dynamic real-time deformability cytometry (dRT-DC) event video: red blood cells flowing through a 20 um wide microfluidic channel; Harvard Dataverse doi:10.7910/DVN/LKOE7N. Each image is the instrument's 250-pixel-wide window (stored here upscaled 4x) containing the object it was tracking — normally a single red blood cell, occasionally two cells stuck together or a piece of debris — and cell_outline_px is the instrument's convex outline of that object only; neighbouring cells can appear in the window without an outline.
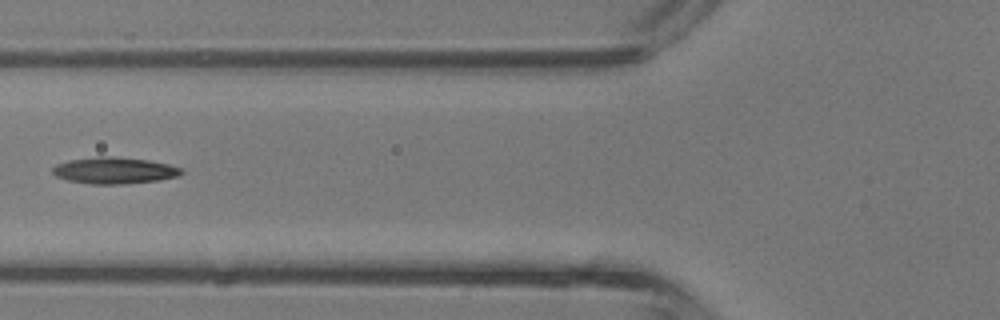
{"species": "common noctule bat (a hibernating species)", "species_latin": "Nyctalus noctula", "temperature_condition": "room temperature", "stored_images_in_passage": 5, "camera_frame_rate_fps": 3000, "um_per_image_px": 0.085, "animal": {"sex": "male", "body_mass_g": 13.3}, "frame": {"image": 1, "passage_image": 5, "time_ms": 1.333, "image_size_px": [1000, 320], "cell_outline_px": [[184, 172], [180, 176], [160, 180], [120, 184], [92, 184], [68, 180], [56, 176], [52, 172], [52, 168], [56, 164], [72, 160], [96, 156], [116, 156], [148, 160], [168, 164], [180, 168]], "centroid_in_image_um": [9.74, 14.49], "position_along_channel_um": 116.1, "area_um2": 19.88}}